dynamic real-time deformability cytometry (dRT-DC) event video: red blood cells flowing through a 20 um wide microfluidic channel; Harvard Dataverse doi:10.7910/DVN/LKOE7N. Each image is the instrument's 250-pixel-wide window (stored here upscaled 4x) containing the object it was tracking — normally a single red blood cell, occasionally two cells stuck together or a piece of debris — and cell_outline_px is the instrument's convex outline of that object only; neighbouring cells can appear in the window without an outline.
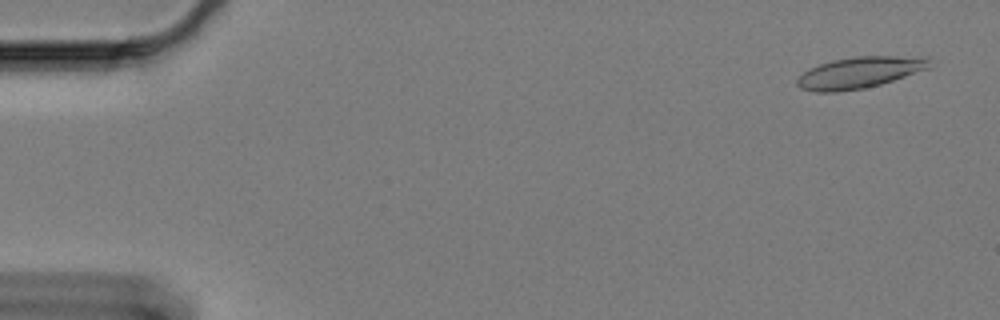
{"species": "Egyptian fruit bat (a non-hibernating species)", "species_latin": "Rousettus aegyptiacus", "temperature_condition": "cold", "stored_images_in_passage": 23, "camera_frame_rate_fps": 3000, "um_per_image_px": 0.085, "animal": {"sex": "female"}, "frame": {"image": 1, "passage_image": 3, "time_ms": 0.667, "image_size_px": [1000, 320], "cell_outline_px": [[928, 68], [880, 84], [864, 88], [836, 92], [812, 92], [800, 88], [796, 84], [796, 80], [804, 72], [820, 64], [832, 60], [856, 56], [928, 56]], "centroid_in_image_um": [73.02, 6.16], "position_along_channel_um": 12.0, "area_um2": 23.93}}
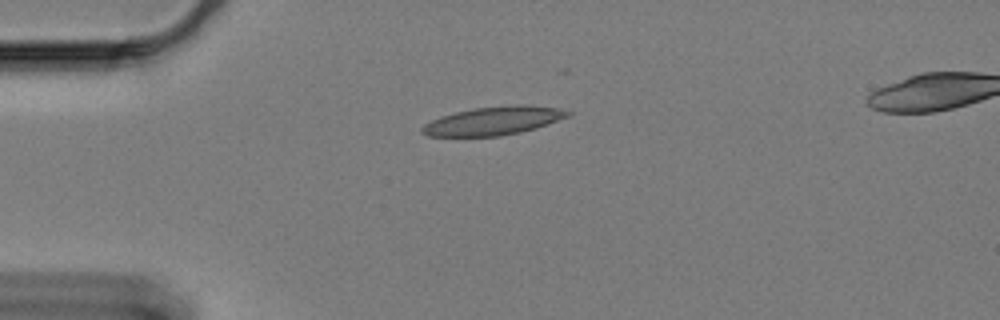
{"frame": {"image": 2, "passage_image": 15, "time_ms": 4.667, "image_size_px": [1000, 320], "cell_outline_px": [[572, 116], [536, 128], [520, 132], [500, 136], [428, 136], [420, 132], [420, 128], [424, 124], [440, 116], [472, 108], [516, 104], [524, 104], [560, 108], [572, 112]], "centroid_in_image_um": [41.98, 10.26], "position_along_channel_um": 43.0, "area_um2": 24.39}}
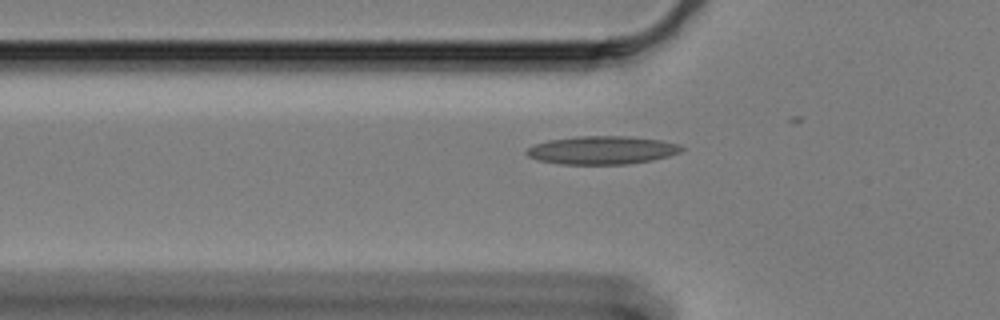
{"frame": {"image": 3, "passage_image": 20, "time_ms": 6.333, "image_size_px": [1000, 320], "cell_outline_px": [[684, 148], [680, 152], [668, 156], [652, 160], [628, 164], [560, 164], [540, 160], [528, 156], [524, 152], [532, 144], [548, 140], [576, 136], [628, 136], [660, 140], [680, 144]], "centroid_in_image_um": [51.16, 12.76], "position_along_channel_um": 74.6, "area_um2": 25.55}}